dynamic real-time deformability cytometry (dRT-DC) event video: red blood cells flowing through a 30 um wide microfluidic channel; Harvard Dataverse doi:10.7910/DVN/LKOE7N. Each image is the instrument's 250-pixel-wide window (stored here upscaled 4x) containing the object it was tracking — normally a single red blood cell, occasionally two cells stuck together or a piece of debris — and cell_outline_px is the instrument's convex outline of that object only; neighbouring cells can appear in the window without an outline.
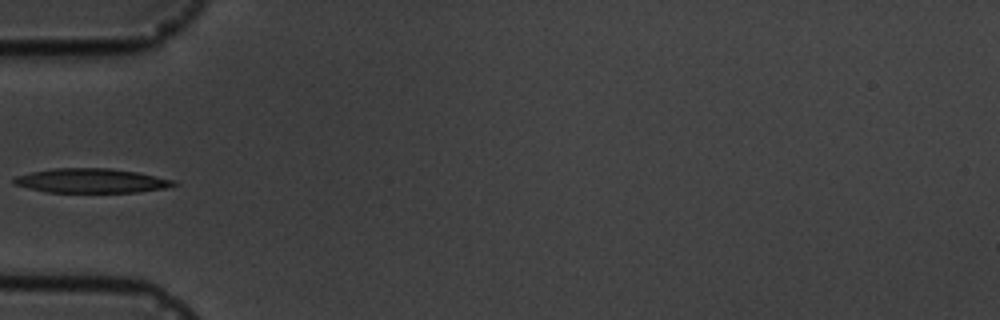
{"species": "common noctule bat (a hibernating species)", "species_latin": "Nyctalus noctula", "temperature_condition": "cold", "stored_images_in_passage": 4, "camera_frame_rate_fps": 3000, "um_per_image_px": 0.085, "animal": {"sex": "male", "body_mass_g": 19.5, "forearm_length_mm": 54.6}, "frame": {"image": 1, "passage_image": 4, "time_ms": 3.667, "image_size_px": [1000, 320], "cell_outline_px": [[180, 184], [164, 188], [136, 192], [48, 192], [28, 188], [16, 184], [12, 180], [16, 176], [32, 172], [52, 168], [108, 168], [136, 172], [176, 180]], "centroid_in_image_um": [7.79, 15.36], "position_along_channel_um": 77.2, "area_um2": 22.54}}